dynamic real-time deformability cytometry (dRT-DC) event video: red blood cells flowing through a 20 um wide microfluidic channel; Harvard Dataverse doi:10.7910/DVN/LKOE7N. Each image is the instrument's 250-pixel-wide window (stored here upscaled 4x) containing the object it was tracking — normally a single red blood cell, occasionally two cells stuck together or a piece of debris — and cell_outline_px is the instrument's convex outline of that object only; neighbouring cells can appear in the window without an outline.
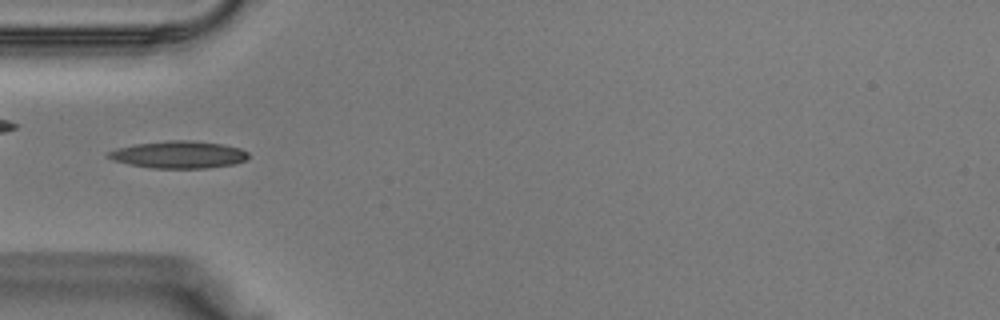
{"species": "Egyptian fruit bat (a non-hibernating species)", "species_latin": "Rousettus aegyptiacus", "temperature_condition": "warm", "stored_images_in_passage": 27, "camera_frame_rate_fps": 3000, "um_per_image_px": 0.085, "animal": {"sex": "male"}, "frame": {"image": 1, "passage_image": 1, "time_ms": 0.0, "image_size_px": [1000, 320], "cell_outline_px": [[248, 156], [244, 160], [236, 164], [208, 168], [152, 168], [128, 164], [112, 160], [104, 156], [108, 152], [116, 148], [136, 144], [168, 140], [192, 140], [224, 144], [240, 148], [248, 152]], "centroid_in_image_um": [15.18, 13.14], "position_along_channel_um": 69.8, "area_um2": 22.43}}
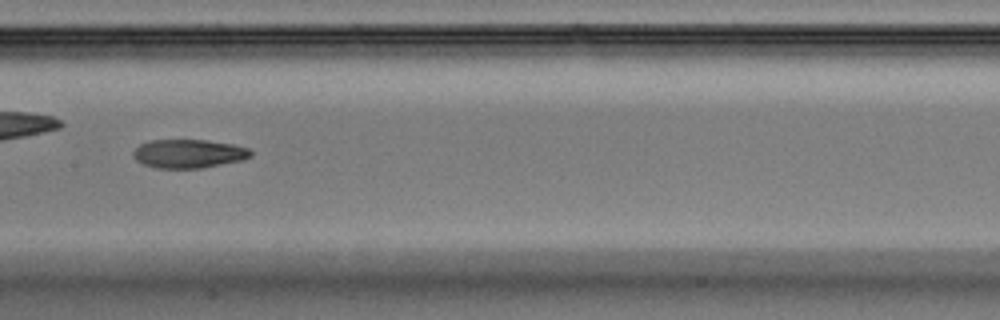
{"frame": {"image": 2, "passage_image": 8, "time_ms": 2.333, "image_size_px": [1000, 320], "cell_outline_px": [[252, 156], [240, 160], [200, 168], [156, 168], [144, 164], [136, 160], [132, 156], [132, 152], [140, 144], [152, 140], [208, 140], [232, 144], [248, 148], [252, 152]], "centroid_in_image_um": [16.01, 13.05], "position_along_channel_um": 191.4, "area_um2": 19.48}}